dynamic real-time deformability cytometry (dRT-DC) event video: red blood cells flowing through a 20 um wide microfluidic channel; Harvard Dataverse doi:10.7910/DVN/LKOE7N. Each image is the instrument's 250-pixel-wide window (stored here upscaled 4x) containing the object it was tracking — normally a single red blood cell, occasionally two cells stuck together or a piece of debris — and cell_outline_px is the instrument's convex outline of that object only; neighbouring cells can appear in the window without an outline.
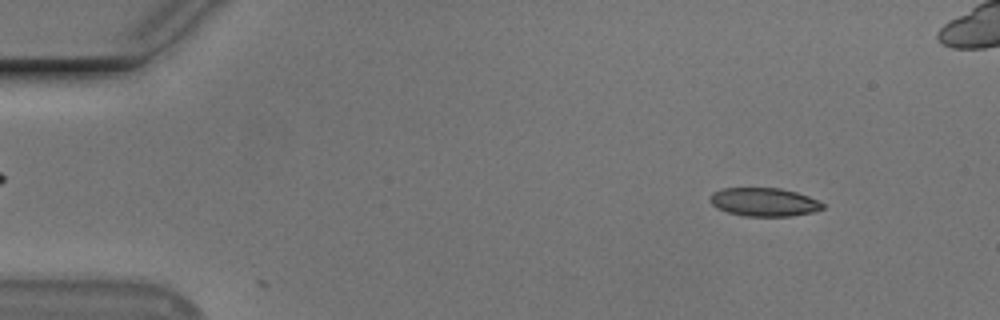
{"species": "Egyptian fruit bat (a non-hibernating species)", "species_latin": "Rousettus aegyptiacus", "temperature_condition": "cold", "stored_images_in_passage": 54, "camera_frame_rate_fps": 3000, "um_per_image_px": 0.085, "animal": {"sex": "male"}, "frame": {"image": 1, "passage_image": 5, "time_ms": 1.333, "image_size_px": [1000, 320], "cell_outline_px": [[824, 208], [812, 212], [792, 216], [744, 216], [728, 212], [716, 208], [712, 204], [712, 192], [724, 188], [780, 188], [796, 192], [808, 196], [824, 204]], "centroid_in_image_um": [64.95, 17.17], "position_along_channel_um": 20.0, "area_um2": 18.5}}
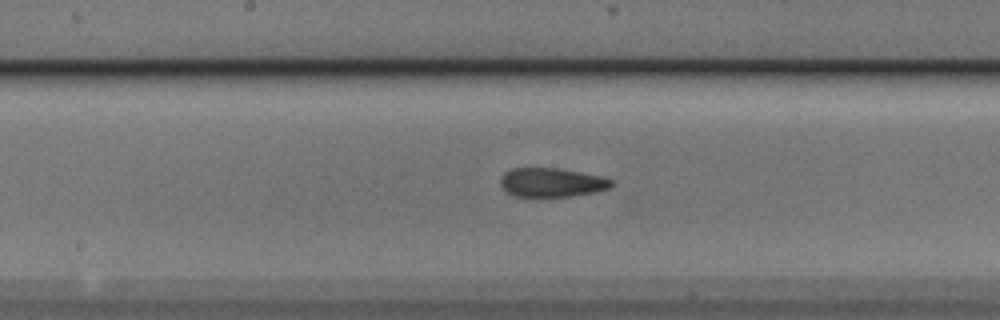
{"frame": {"image": 2, "passage_image": 27, "time_ms": 8.667, "image_size_px": [1000, 320], "cell_outline_px": [[612, 188], [572, 196], [516, 196], [508, 192], [500, 184], [500, 176], [504, 172], [512, 168], [560, 168], [600, 176], [612, 180]], "centroid_in_image_um": [46.88, 15.49], "position_along_channel_um": 201.3, "area_um2": 18.61}}
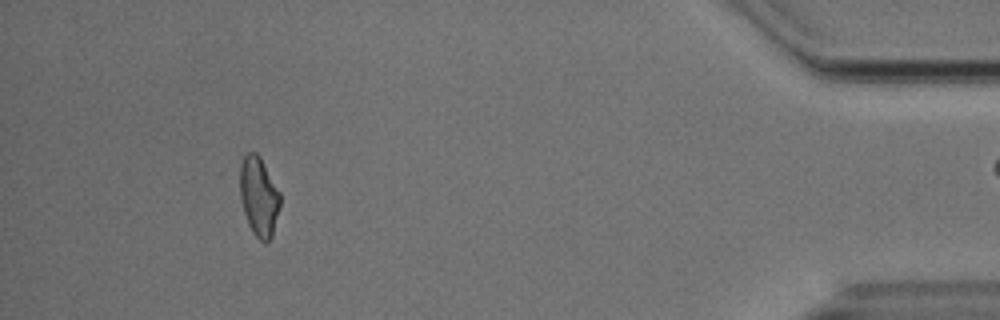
{"frame": {"image": 3, "passage_image": 49, "time_ms": 16.0, "image_size_px": [1000, 320], "cell_outline_px": [[280, 208], [272, 236], [264, 244], [252, 232], [248, 224], [240, 200], [232, 172], [244, 156], [248, 152], [256, 152], [260, 156], [280, 192]], "centroid_in_image_um": [21.9, 16.61], "position_along_channel_um": 413.3, "area_um2": 19.88}}